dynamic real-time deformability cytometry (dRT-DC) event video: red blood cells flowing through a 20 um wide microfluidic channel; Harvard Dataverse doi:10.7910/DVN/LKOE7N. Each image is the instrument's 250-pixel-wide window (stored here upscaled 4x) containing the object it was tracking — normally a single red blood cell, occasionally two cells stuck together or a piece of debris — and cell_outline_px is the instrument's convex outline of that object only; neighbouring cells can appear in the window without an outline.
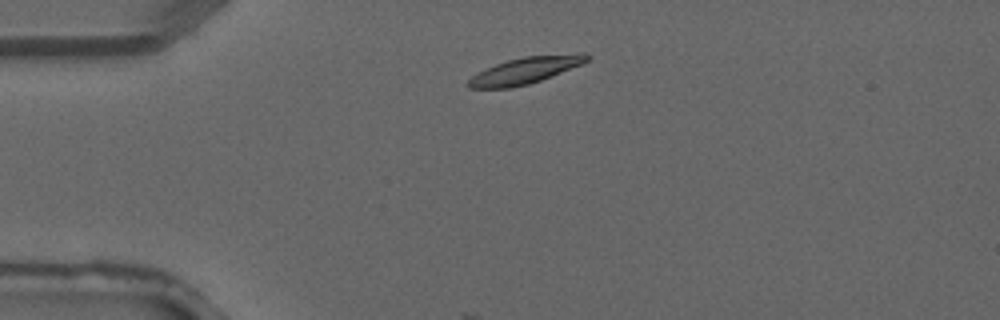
{"species": "common noctule bat (a hibernating species)", "species_latin": "Nyctalus noctula", "temperature_condition": "warm", "stored_images_in_passage": 3, "camera_frame_rate_fps": 3000, "um_per_image_px": 0.085, "animal": {"sex": "male", "forearm_length_mm": 52.5}, "frame": {"image": 1, "passage_image": 2, "time_ms": 0.333, "image_size_px": [1000, 320], "cell_outline_px": [[592, 56], [588, 60], [580, 64], [540, 80], [528, 84], [508, 88], [468, 88], [464, 84], [476, 72], [496, 64], [508, 60], [524, 56], [580, 52], [584, 52]], "centroid_in_image_um": [44.62, 5.97], "position_along_channel_um": 40.4, "area_um2": 18.38}}